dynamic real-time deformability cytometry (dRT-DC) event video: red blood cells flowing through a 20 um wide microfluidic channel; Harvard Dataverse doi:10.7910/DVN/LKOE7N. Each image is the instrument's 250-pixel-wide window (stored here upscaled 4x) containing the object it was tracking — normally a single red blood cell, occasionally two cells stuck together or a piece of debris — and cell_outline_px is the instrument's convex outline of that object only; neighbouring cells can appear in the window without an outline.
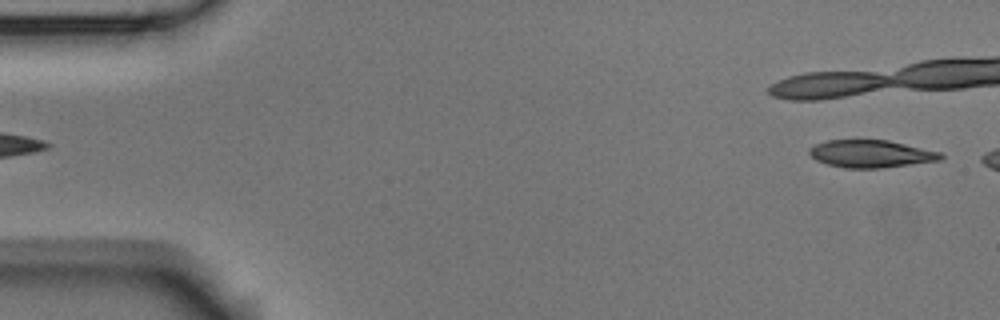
{"species": "Egyptian fruit bat (a non-hibernating species)", "species_latin": "Rousettus aegyptiacus", "temperature_condition": "room temperature", "stored_images_in_passage": 6, "segment_of_instrument_passage": [2, 2], "camera_frame_rate_fps": 3000, "um_per_image_px": 0.085, "animal": {"sex": "male"}, "frame": {"image": 1, "passage_image": 6, "time_ms": 6.0, "image_size_px": [1000, 320], "cell_outline_px": [[944, 156], [940, 160], [880, 168], [844, 168], [828, 164], [816, 160], [808, 152], [808, 148], [816, 144], [828, 140], [888, 140], [940, 152]], "centroid_in_image_um": [74.0, 13.07], "position_along_channel_um": 11.0, "area_um2": 20.87}}